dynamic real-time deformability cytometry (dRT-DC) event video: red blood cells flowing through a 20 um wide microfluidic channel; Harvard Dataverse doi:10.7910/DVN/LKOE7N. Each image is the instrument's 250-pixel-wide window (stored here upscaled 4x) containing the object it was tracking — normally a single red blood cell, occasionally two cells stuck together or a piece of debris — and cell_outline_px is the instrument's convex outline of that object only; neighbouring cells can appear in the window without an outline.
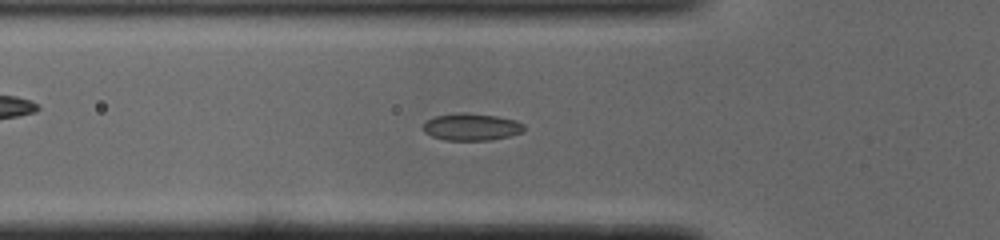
{"species": "common noctule bat (a hibernating species)", "species_latin": "Nyctalus noctula", "temperature_condition": "cold", "stored_images_in_passage": 44, "camera_frame_rate_fps": 3000, "um_per_image_px": 0.085, "animal": {"sex": "male", "body_mass_g": 19.0, "forearm_length_mm": 50.8}, "frame": {"image": 1, "passage_image": 16, "time_ms": 5.0, "image_size_px": [1000, 240], "cell_outline_px": [[524, 128], [520, 132], [508, 136], [488, 140], [444, 140], [432, 136], [424, 132], [424, 124], [428, 120], [436, 116], [460, 112], [464, 112], [496, 116], [516, 120], [524, 124]], "centroid_in_image_um": [40.06, 10.78], "position_along_channel_um": 85.7, "area_um2": 15.72}}
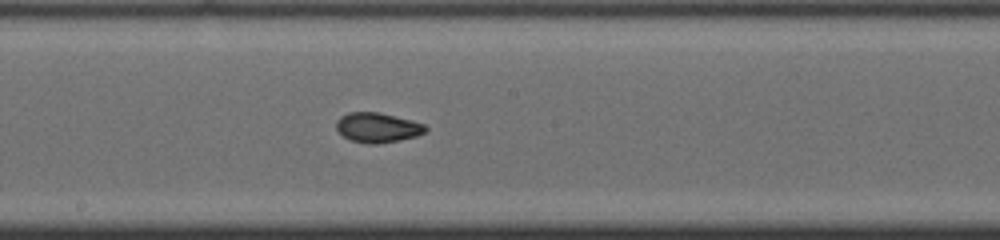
{"frame": {"image": 2, "passage_image": 26, "time_ms": 8.333, "image_size_px": [1000, 240], "cell_outline_px": [[428, 128], [424, 132], [416, 136], [400, 140], [380, 144], [368, 144], [352, 140], [344, 136], [336, 128], [336, 120], [340, 116], [348, 112], [380, 112], [424, 124]], "centroid_in_image_um": [32.07, 10.84], "position_along_channel_um": 216.1, "area_um2": 15.43}}
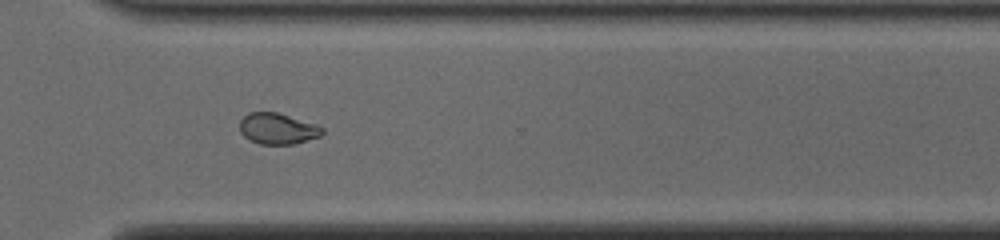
{"frame": {"image": 3, "passage_image": 36, "time_ms": 11.667, "image_size_px": [1000, 240], "cell_outline_px": [[324, 132], [320, 136], [292, 144], [260, 144], [248, 140], [240, 132], [240, 120], [248, 112], [276, 112], [316, 124], [324, 128]], "centroid_in_image_um": [23.57, 10.93], "position_along_channel_um": 347.0, "area_um2": 14.91}}